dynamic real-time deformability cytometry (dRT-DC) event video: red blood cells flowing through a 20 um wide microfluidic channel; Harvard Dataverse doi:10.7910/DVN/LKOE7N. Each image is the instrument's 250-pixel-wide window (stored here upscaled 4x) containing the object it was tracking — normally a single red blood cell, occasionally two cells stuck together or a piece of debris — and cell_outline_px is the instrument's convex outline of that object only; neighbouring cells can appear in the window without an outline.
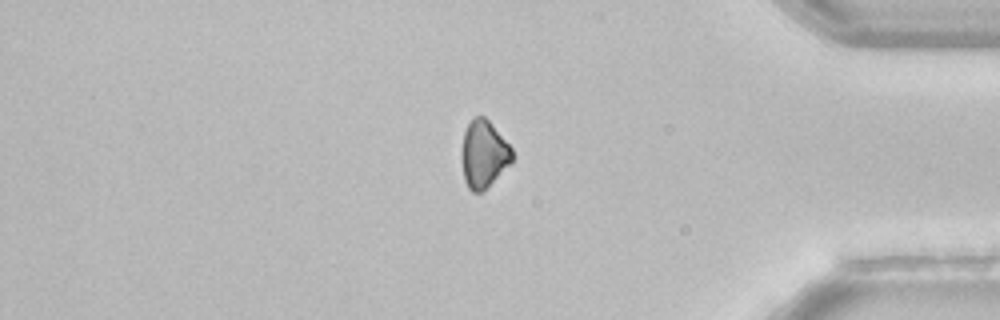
{"species": "common noctule bat (a hibernating species)", "species_latin": "Nyctalus noctula", "temperature_condition": "room temperature", "stored_images_in_passage": 35, "camera_frame_rate_fps": 3000, "um_per_image_px": 0.085, "animal": {"sex": "female", "body_mass_g": 22.7, "forearm_length_mm": 54.2}, "frame": {"image": 1, "passage_image": 30, "time_ms": 9.667, "image_size_px": [1000, 320], "cell_outline_px": [[512, 160], [480, 192], [472, 192], [468, 188], [464, 180], [460, 160], [460, 152], [464, 132], [472, 116], [484, 116], [492, 124], [512, 148]], "centroid_in_image_um": [41.04, 13.05], "position_along_channel_um": 394.2, "area_um2": 19.59}, "authors_computed_cell_mechanics": {"area_um2": 22.8888, "velocity_mm_per_s": 3.8564, "shape_relaxation_time_tau1_ms": 3.3264, "shape_relaxation_time_tau2_ms": null, "deformation_change_tau1": 0.0629, "deformation_change_tau2": null}}